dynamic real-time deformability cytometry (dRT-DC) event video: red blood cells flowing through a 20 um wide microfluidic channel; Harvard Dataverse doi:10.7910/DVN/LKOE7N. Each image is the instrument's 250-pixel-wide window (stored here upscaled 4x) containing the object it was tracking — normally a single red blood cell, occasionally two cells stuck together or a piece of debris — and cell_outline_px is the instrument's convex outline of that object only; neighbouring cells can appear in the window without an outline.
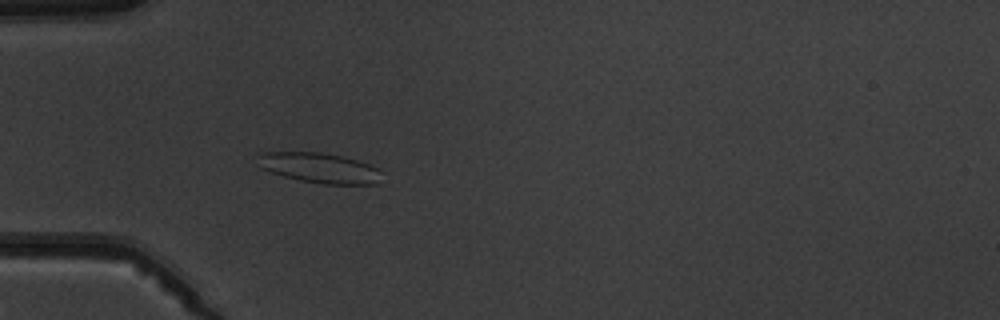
{"species": "common noctule bat (a hibernating species)", "species_latin": "Nyctalus noctula", "temperature_condition": "warm", "stored_images_in_passage": 4, "camera_frame_rate_fps": 3000, "um_per_image_px": 0.085, "animal": {"sex": "male", "body_mass_g": 19.5, "forearm_length_mm": 54.6}, "frame": {"image": 1, "passage_image": 4, "time_ms": 3.667, "image_size_px": [1000, 320], "cell_outline_px": [[380, 184], [324, 184], [300, 180], [284, 176], [260, 168], [256, 156], [264, 152], [320, 152], [344, 156], [368, 164], [376, 168], [380, 172]], "centroid_in_image_um": [27.14, 14.27], "position_along_channel_um": 57.9, "area_um2": 21.73}}